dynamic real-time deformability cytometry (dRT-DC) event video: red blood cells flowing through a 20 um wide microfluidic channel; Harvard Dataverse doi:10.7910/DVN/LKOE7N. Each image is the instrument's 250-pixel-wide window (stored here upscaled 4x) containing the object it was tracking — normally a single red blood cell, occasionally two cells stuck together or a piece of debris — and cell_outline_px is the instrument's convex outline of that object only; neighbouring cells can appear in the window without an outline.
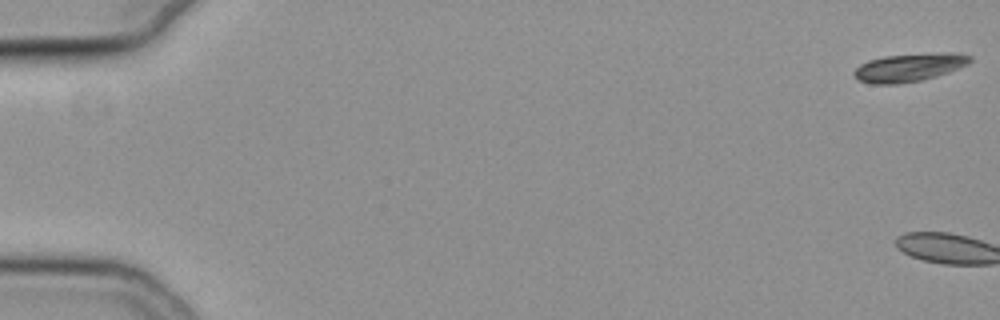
{"species": "common noctule bat (a hibernating species)", "species_latin": "Nyctalus noctula", "temperature_condition": "cold", "stored_images_in_passage": 3, "camera_frame_rate_fps": 3000, "um_per_image_px": 0.085, "animal": {"sex": "female", "body_mass_g": 19.3, "forearm_length_mm": 54.1}, "frame": {"image": 1, "passage_image": 1, "time_ms": 0.0, "image_size_px": [1000, 320], "cell_outline_px": [[972, 60], [968, 64], [948, 72], [936, 76], [920, 80], [896, 84], [872, 84], [856, 80], [852, 72], [860, 64], [868, 60], [884, 56], [952, 52], [972, 56]], "centroid_in_image_um": [77.24, 5.74], "position_along_channel_um": 7.8, "area_um2": 18.96}}